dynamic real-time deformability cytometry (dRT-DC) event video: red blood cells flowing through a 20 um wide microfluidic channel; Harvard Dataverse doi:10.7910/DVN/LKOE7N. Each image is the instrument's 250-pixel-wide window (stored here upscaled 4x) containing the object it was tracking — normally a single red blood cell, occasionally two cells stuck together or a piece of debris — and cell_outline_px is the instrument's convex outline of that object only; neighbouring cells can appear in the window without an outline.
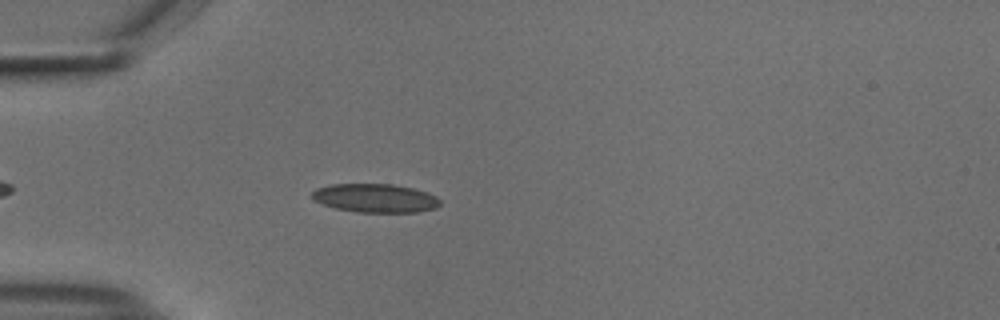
{"species": "common noctule bat (a hibernating species)", "species_latin": "Nyctalus noctula", "temperature_condition": "cold", "stored_images_in_passage": 40, "camera_frame_rate_fps": 3000, "um_per_image_px": 0.085, "animal": {"sex": "male", "body_mass_g": 18.8}, "frame": {"image": 1, "passage_image": 7, "time_ms": 2.0, "image_size_px": [1000, 320], "cell_outline_px": [[440, 204], [436, 208], [416, 212], [356, 212], [336, 208], [312, 200], [312, 192], [316, 188], [328, 184], [392, 184], [412, 188], [436, 196], [440, 200]], "centroid_in_image_um": [31.86, 16.84], "position_along_channel_um": 53.1, "area_um2": 21.33}}
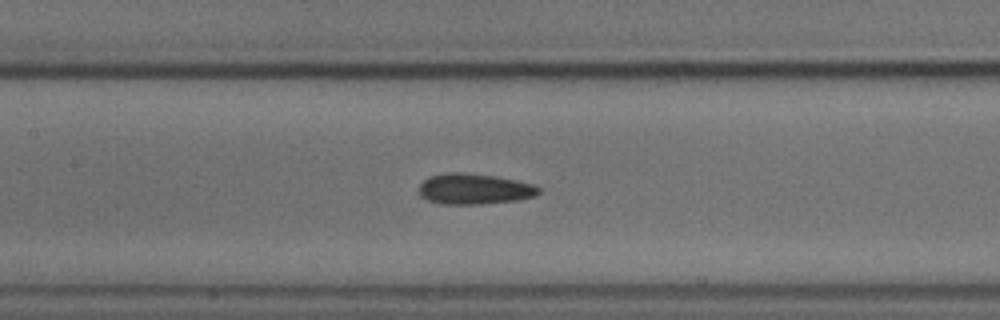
{"frame": {"image": 2, "passage_image": 17, "time_ms": 5.333, "image_size_px": [1000, 320], "cell_outline_px": [[540, 192], [536, 196], [516, 200], [480, 204], [440, 204], [428, 200], [420, 196], [420, 184], [428, 176], [444, 172], [460, 172], [496, 176], [536, 184], [540, 188]], "centroid_in_image_um": [40.32, 16.05], "position_along_channel_um": 167.1, "area_um2": 21.62}}
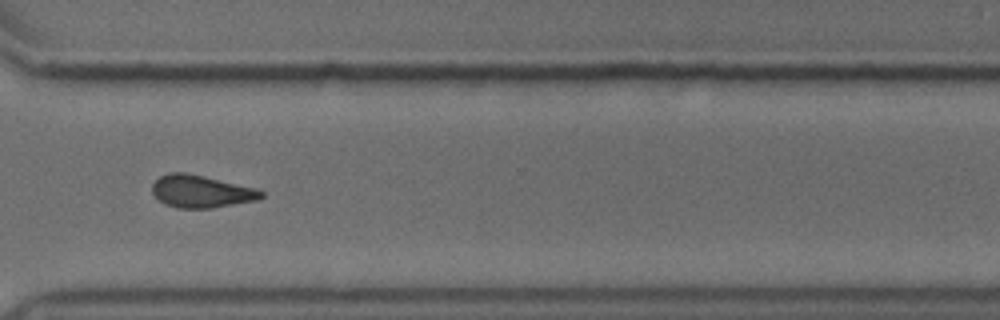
{"frame": {"image": 3, "passage_image": 32, "time_ms": 10.333, "image_size_px": [1000, 320], "cell_outline_px": [[264, 196], [256, 200], [212, 208], [176, 208], [160, 200], [152, 192], [152, 184], [160, 176], [168, 172], [184, 172], [204, 176], [256, 188], [264, 192]], "centroid_in_image_um": [17.1, 16.26], "position_along_channel_um": 353.5, "area_um2": 20.46}, "authors_computed_cell_mechanics": {"area_um2": 20.6635, "velocity_mm_per_s": 3.7335, "shape_relaxation_time_tau1_ms": 3.2766, "shape_relaxation_time_tau2_ms": 2.8769, "deformation_change_tau1": 0.1154, "deformation_change_tau2": 0.1202}}